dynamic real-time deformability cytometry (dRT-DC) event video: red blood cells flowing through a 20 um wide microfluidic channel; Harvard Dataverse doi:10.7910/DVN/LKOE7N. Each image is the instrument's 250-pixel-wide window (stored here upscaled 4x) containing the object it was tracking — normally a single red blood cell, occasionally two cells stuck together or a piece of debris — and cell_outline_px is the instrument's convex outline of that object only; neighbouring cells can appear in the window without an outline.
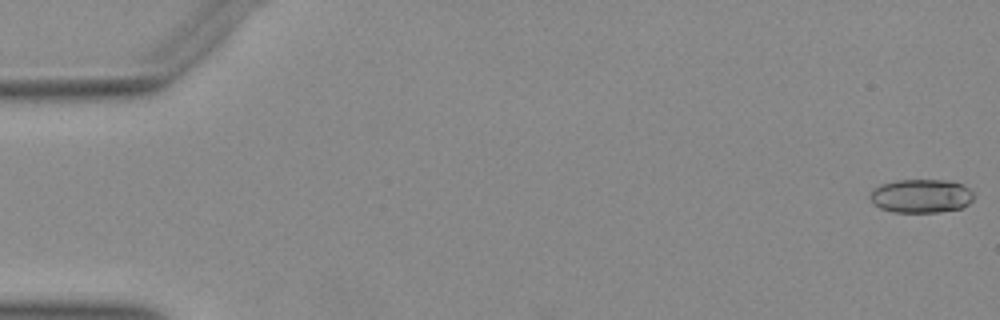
{"species": "Egyptian fruit bat (a non-hibernating species)", "species_latin": "Rousettus aegyptiacus", "temperature_condition": "warm", "stored_images_in_passage": 52, "camera_frame_rate_fps": 3000, "um_per_image_px": 0.085, "animal": {"sex": "female"}, "frame": {"image": 1, "passage_image": 1, "time_ms": 0.0, "image_size_px": [1000, 320], "cell_outline_px": [[972, 200], [968, 204], [960, 208], [940, 212], [892, 212], [880, 208], [872, 204], [868, 196], [872, 188], [880, 184], [896, 180], [944, 180], [960, 184], [968, 188], [972, 192]], "centroid_in_image_um": [78.21, 16.66], "position_along_channel_um": 6.8, "area_um2": 20.46}}
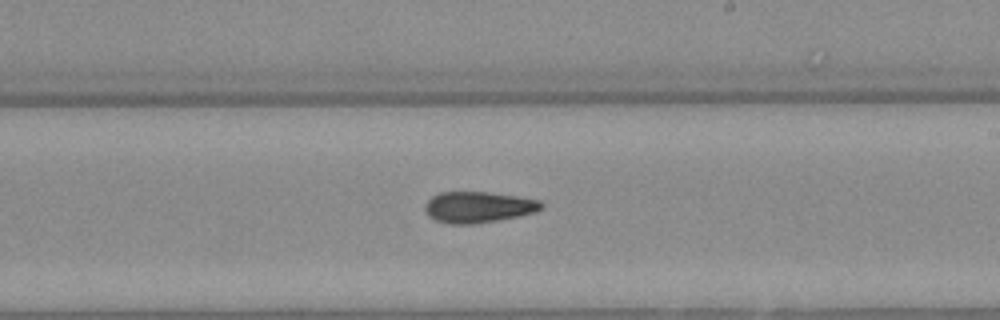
{"frame": {"image": 2, "passage_image": 31, "time_ms": 10.0, "image_size_px": [1000, 320], "cell_outline_px": [[544, 208], [536, 212], [520, 216], [472, 224], [448, 224], [436, 220], [428, 216], [424, 212], [424, 204], [432, 196], [440, 192], [488, 192], [516, 196], [540, 200], [544, 204]], "centroid_in_image_um": [40.65, 17.6], "position_along_channel_um": 248.4, "area_um2": 21.27}}
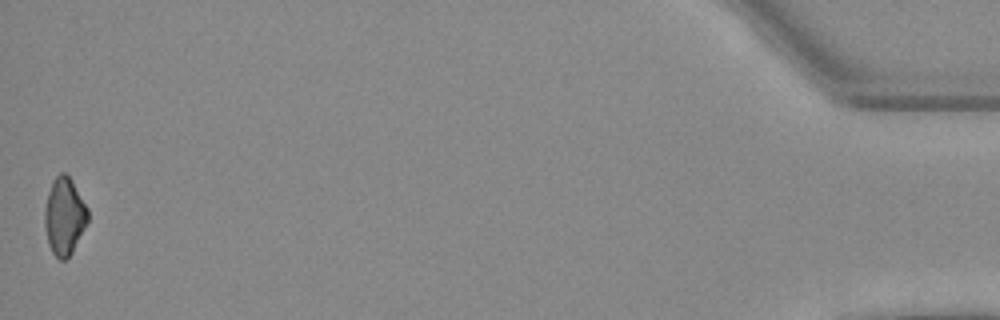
{"frame": {"image": 3, "passage_image": 52, "time_ms": 17.0, "image_size_px": [1000, 320], "cell_outline_px": [[88, 220], [72, 252], [64, 260], [60, 260], [52, 252], [48, 244], [44, 224], [44, 212], [48, 192], [52, 180], [60, 172], [64, 172], [72, 180], [88, 208]], "centroid_in_image_um": [5.46, 18.36], "position_along_channel_um": 429.7, "area_um2": 19.36}}